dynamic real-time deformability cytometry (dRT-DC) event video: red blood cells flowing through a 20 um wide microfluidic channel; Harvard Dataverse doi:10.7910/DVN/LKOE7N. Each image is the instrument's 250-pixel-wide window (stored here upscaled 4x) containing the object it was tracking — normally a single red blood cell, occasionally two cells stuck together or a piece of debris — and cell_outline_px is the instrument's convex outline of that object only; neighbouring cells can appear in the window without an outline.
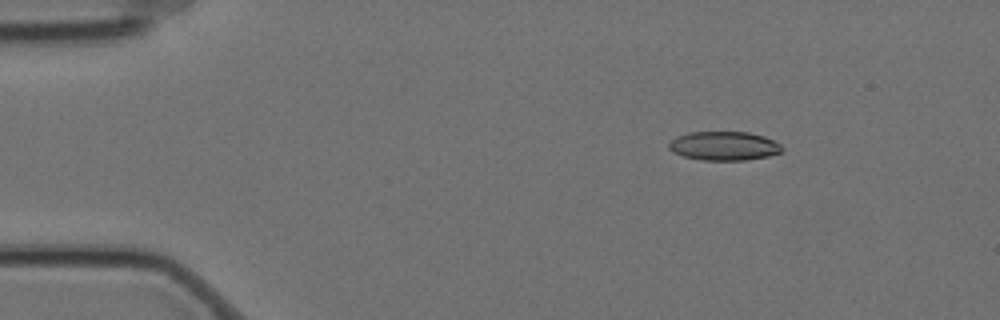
{"species": "Egyptian fruit bat (a non-hibernating species)", "species_latin": "Rousettus aegyptiacus", "temperature_condition": "cold", "stored_images_in_passage": 7, "camera_frame_rate_fps": 3000, "um_per_image_px": 0.085, "animal": {"sex": "female"}, "frame": {"image": 1, "passage_image": 3, "time_ms": 0.667, "image_size_px": [1000, 320], "cell_outline_px": [[784, 152], [768, 156], [744, 160], [700, 160], [684, 156], [672, 152], [668, 148], [668, 144], [676, 136], [688, 132], [748, 132], [764, 136], [780, 144], [784, 148]], "centroid_in_image_um": [61.54, 12.4], "position_along_channel_um": 23.5, "area_um2": 19.19}}
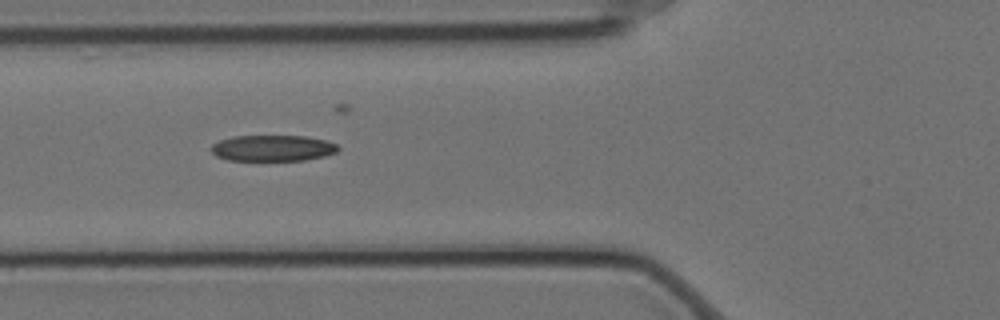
{"frame": {"image": 2, "passage_image": 6, "time_ms": 1.667, "image_size_px": [1000, 320], "cell_outline_px": [[340, 148], [336, 152], [324, 156], [304, 160], [228, 160], [216, 156], [208, 148], [212, 144], [220, 140], [232, 136], [308, 136], [324, 140], [336, 144]], "centroid_in_image_um": [23.14, 12.58], "position_along_channel_um": 102.7, "area_um2": 19.31}}
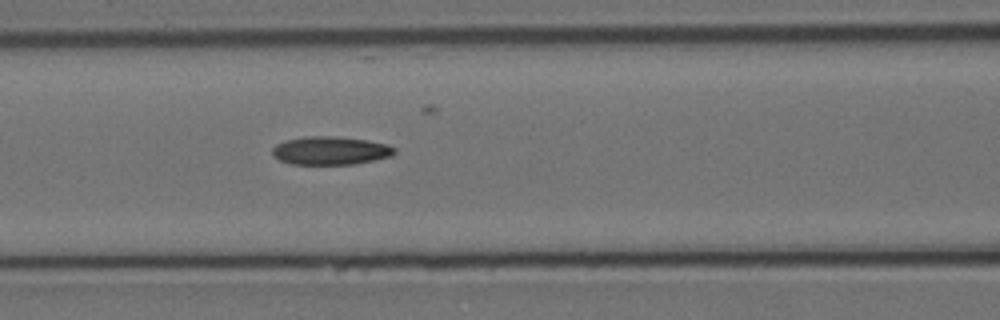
{"frame": {"image": 3, "passage_image": 7, "time_ms": 2.0, "image_size_px": [1000, 320], "cell_outline_px": [[396, 152], [392, 156], [356, 164], [288, 164], [272, 156], [272, 148], [276, 144], [284, 140], [308, 136], [332, 136], [368, 140], [388, 144], [396, 148]], "centroid_in_image_um": [28.09, 12.8], "position_along_channel_um": 138.5, "area_um2": 20.35}}